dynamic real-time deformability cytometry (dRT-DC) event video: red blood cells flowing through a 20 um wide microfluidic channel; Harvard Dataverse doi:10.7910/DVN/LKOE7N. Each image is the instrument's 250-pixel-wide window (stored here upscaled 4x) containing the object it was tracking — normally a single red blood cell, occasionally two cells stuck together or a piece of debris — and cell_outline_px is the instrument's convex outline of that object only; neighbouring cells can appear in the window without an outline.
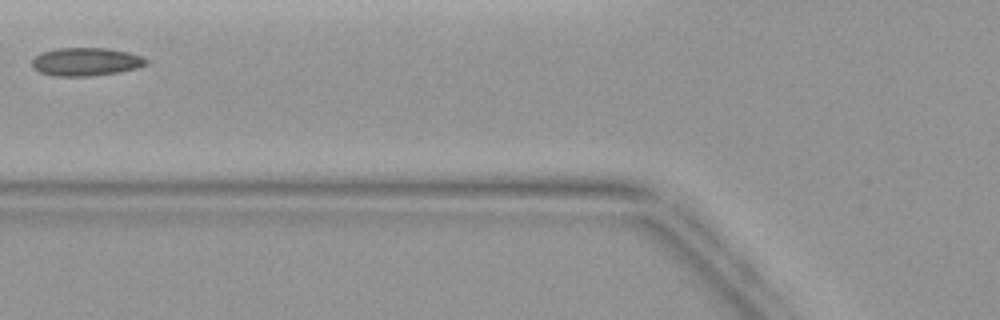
{"species": "common noctule bat (a hibernating species)", "species_latin": "Nyctalus noctula", "temperature_condition": "warm", "stored_images_in_passage": 3, "camera_frame_rate_fps": 3000, "um_per_image_px": 0.085, "animal": {"sex": "female", "body_mass_g": 19.9}, "frame": {"image": 1, "passage_image": 3, "time_ms": 2.333, "image_size_px": [1000, 320], "cell_outline_px": [[148, 64], [136, 68], [120, 72], [92, 76], [52, 76], [40, 72], [32, 68], [32, 60], [40, 52], [56, 48], [108, 48], [128, 52], [144, 56], [148, 60]], "centroid_in_image_um": [7.31, 5.25], "position_along_channel_um": 118.5, "area_um2": 19.02}}